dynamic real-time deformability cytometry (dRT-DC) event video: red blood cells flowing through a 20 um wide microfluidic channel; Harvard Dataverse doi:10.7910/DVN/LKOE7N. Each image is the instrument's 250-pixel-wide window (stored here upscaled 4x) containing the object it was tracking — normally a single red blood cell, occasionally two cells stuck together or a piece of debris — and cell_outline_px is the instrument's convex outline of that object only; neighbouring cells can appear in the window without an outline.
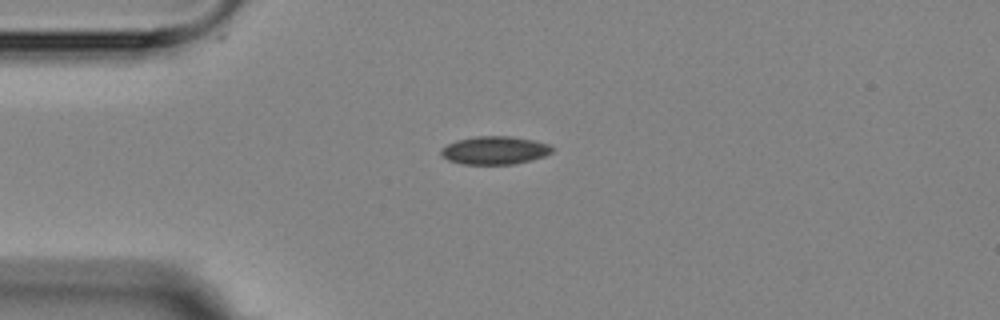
{"species": "Egyptian fruit bat (a non-hibernating species)", "species_latin": "Rousettus aegyptiacus", "temperature_condition": "room temperature", "stored_images_in_passage": 3, "camera_frame_rate_fps": 3000, "um_per_image_px": 0.085, "animal": {"sex": "female"}, "frame": {"image": 1, "passage_image": 1, "time_ms": 0.0, "image_size_px": [1000, 320], "cell_outline_px": [[556, 148], [552, 152], [544, 156], [532, 160], [516, 164], [464, 164], [448, 160], [440, 156], [440, 148], [456, 140], [476, 136], [512, 136], [532, 140], [548, 144]], "centroid_in_image_um": [42.04, 12.78], "position_along_channel_um": 43.0, "area_um2": 18.38}}
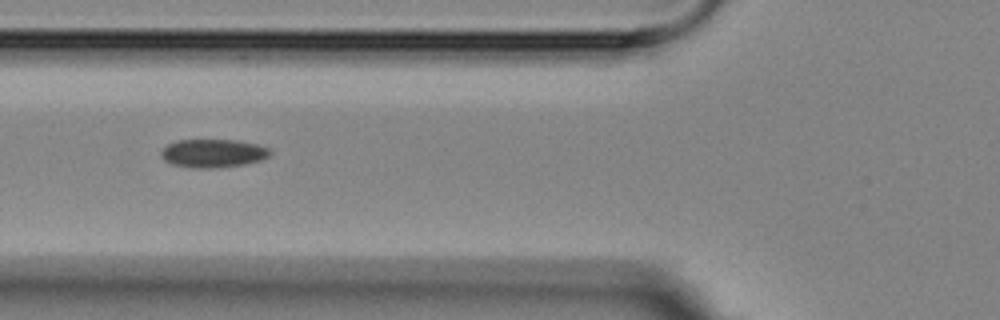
{"frame": {"image": 2, "passage_image": 3, "time_ms": 2.333, "image_size_px": [1000, 320], "cell_outline_px": [[272, 152], [268, 156], [260, 160], [244, 164], [212, 168], [200, 168], [172, 164], [164, 160], [160, 156], [160, 152], [168, 144], [176, 140], [236, 140], [260, 144], [268, 148]], "centroid_in_image_um": [18.11, 13.01], "position_along_channel_um": 107.7, "area_um2": 17.92}}